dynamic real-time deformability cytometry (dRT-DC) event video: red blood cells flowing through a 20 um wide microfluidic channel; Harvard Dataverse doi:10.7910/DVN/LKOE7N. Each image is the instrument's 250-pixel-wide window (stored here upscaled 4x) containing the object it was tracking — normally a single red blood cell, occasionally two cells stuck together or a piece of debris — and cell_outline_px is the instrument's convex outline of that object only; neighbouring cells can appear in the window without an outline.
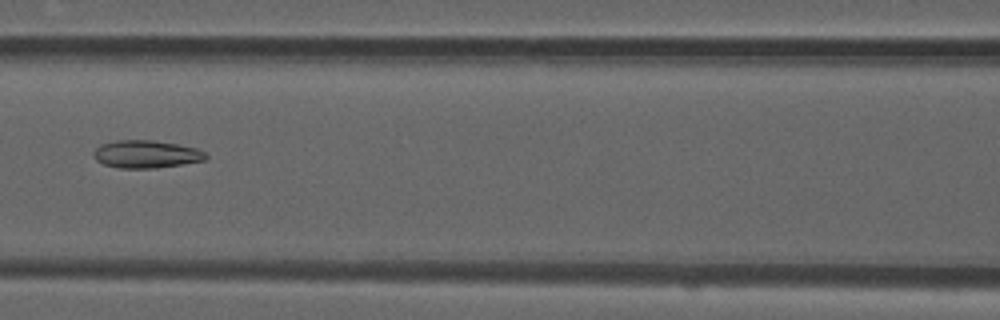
{"species": "common noctule bat (a hibernating species)", "species_latin": "Nyctalus noctula", "temperature_condition": "room temperature", "stored_images_in_passage": 53, "camera_frame_rate_fps": 3000, "um_per_image_px": 0.085, "animal": {"sex": "male", "forearm_length_mm": 52.5}, "frame": {"image": 1, "passage_image": 24, "time_ms": 7.667, "image_size_px": [1000, 320], "cell_outline_px": [[208, 156], [204, 160], [156, 168], [120, 168], [104, 164], [96, 160], [92, 152], [100, 144], [116, 140], [152, 140], [176, 144], [196, 148], [204, 152]], "centroid_in_image_um": [12.39, 13.1], "position_along_channel_um": 154.2, "area_um2": 17.98}}
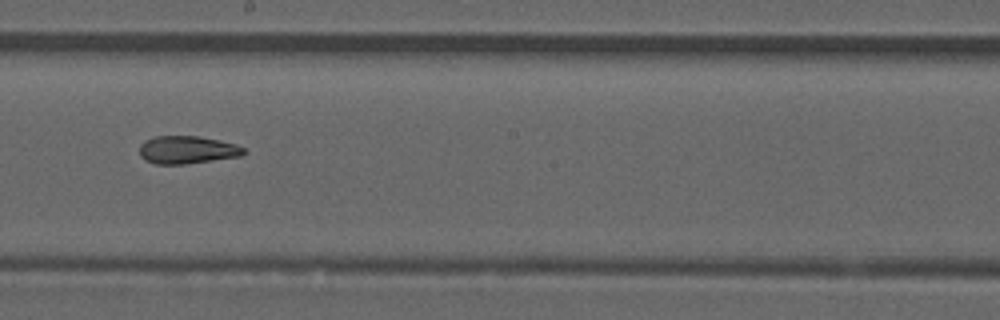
{"frame": {"image": 2, "passage_image": 30, "time_ms": 9.667, "image_size_px": [1000, 320], "cell_outline_px": [[244, 152], [240, 156], [184, 164], [156, 164], [144, 160], [140, 156], [140, 144], [144, 140], [156, 136], [200, 136], [220, 140], [236, 144], [244, 148]], "centroid_in_image_um": [15.87, 12.73], "position_along_channel_um": 232.3, "area_um2": 16.88}}
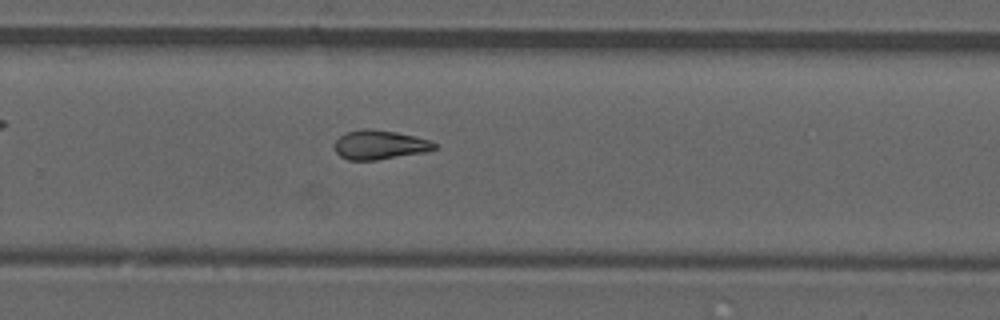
{"frame": {"image": 3, "passage_image": 35, "time_ms": 11.333, "image_size_px": [1000, 320], "cell_outline_px": [[436, 148], [428, 152], [376, 160], [348, 160], [340, 156], [336, 152], [332, 144], [344, 132], [364, 128], [368, 128], [396, 132], [416, 136], [428, 140], [436, 144]], "centroid_in_image_um": [32.24, 12.31], "position_along_channel_um": 297.6, "area_um2": 17.22}, "authors_computed_cell_mechanics": {"area_um2": 17.8602, "velocity_mm_per_s": 3.9256, "shape_relaxation_time_tau1_ms": null, "shape_relaxation_time_tau2_ms": 4.1085, "deformation_change_tau1": null, "deformation_change_tau2": 0.1194}}